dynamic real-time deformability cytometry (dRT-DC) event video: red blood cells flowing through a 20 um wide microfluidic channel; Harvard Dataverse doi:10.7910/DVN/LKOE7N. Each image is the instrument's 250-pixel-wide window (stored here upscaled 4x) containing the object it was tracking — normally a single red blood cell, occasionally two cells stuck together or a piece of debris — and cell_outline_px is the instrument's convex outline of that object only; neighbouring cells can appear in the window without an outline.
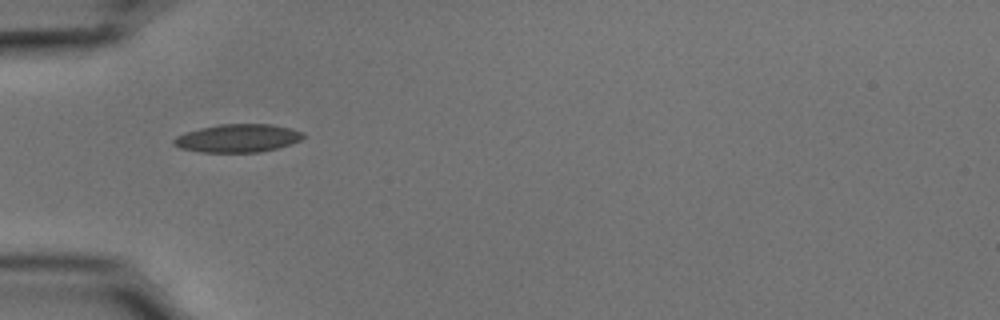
{"species": "common noctule bat (a hibernating species)", "species_latin": "Nyctalus noctula", "temperature_condition": "cold", "stored_images_in_passage": 38, "camera_frame_rate_fps": 3000, "um_per_image_px": 0.085, "animal": {"sex": "male", "body_mass_g": 15.6}, "frame": {"image": 1, "passage_image": 1, "time_ms": 0.0, "image_size_px": [1000, 320], "cell_outline_px": [[304, 136], [300, 140], [292, 144], [260, 152], [200, 152], [180, 148], [172, 144], [172, 140], [176, 136], [184, 132], [200, 128], [220, 124], [272, 124], [304, 132]], "centroid_in_image_um": [20.18, 11.75], "position_along_channel_um": 64.8, "area_um2": 21.27}}
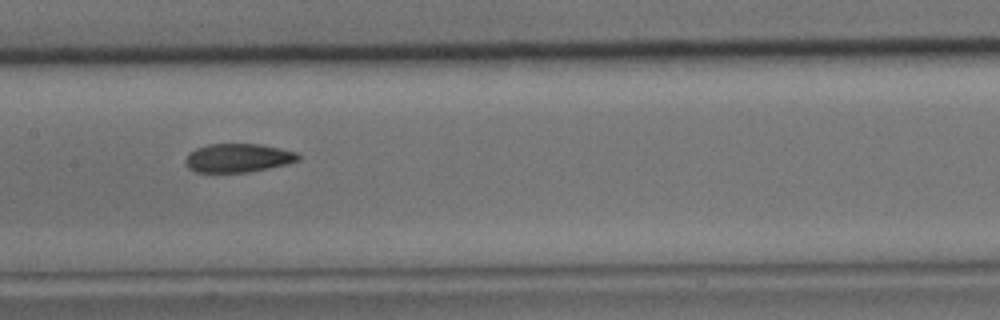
{"frame": {"image": 2, "passage_image": 11, "time_ms": 3.333, "image_size_px": [1000, 320], "cell_outline_px": [[300, 160], [288, 164], [248, 172], [196, 172], [188, 168], [184, 160], [188, 152], [196, 148], [208, 144], [260, 144], [280, 148], [296, 152], [300, 156]], "centroid_in_image_um": [20.22, 13.42], "position_along_channel_um": 187.2, "area_um2": 18.96}}
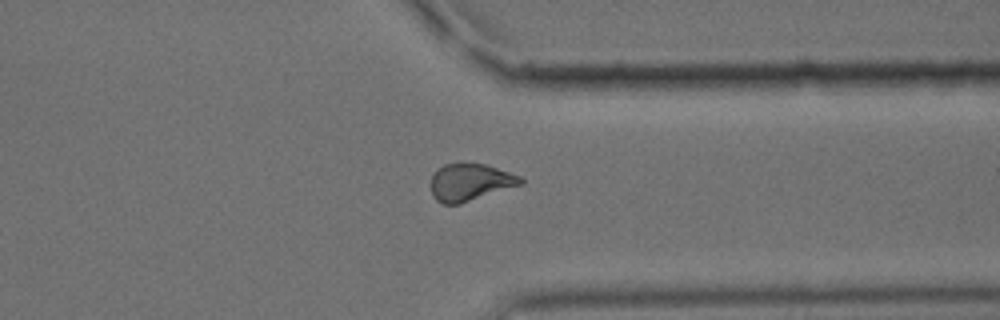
{"frame": {"image": 3, "passage_image": 26, "time_ms": 8.333, "image_size_px": [1000, 320], "cell_outline_px": [[524, 184], [460, 204], [444, 204], [436, 200], [432, 196], [432, 176], [436, 168], [444, 164], [484, 164], [520, 176], [524, 180]], "centroid_in_image_um": [39.96, 15.51], "position_along_channel_um": 371.4, "area_um2": 19.36}, "authors_computed_cell_mechanics": {"area_um2": 19.5075, "velocity_mm_per_s": 3.7013, "shape_relaxation_time_tau1_ms": 8.4661, "shape_relaxation_time_tau2_ms": 2.8767, "deformation_change_tau1": 0.1709, "deformation_change_tau2": 0.0744}}